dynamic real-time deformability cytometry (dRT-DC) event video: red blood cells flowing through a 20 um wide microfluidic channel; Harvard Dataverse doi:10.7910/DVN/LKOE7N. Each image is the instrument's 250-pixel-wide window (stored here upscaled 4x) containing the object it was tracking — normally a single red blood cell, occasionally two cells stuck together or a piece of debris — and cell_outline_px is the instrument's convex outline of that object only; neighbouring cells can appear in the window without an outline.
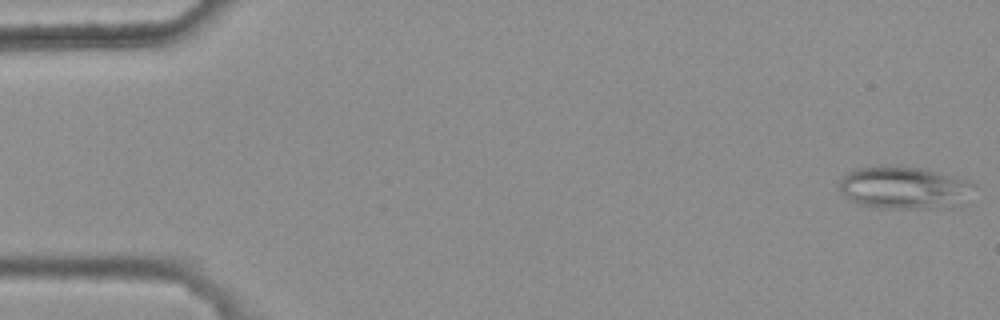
{"species": "common noctule bat (a hibernating species)", "species_latin": "Nyctalus noctula", "temperature_condition": "warm", "stored_images_in_passage": 6, "camera_frame_rate_fps": 3000, "um_per_image_px": 0.085, "animal": {"sex": "female", "body_mass_g": 25.1}, "frame": {"image": 1, "passage_image": 1, "time_ms": 0.0, "image_size_px": [1000, 320], "cell_outline_px": [[976, 184], [960, 204], [952, 208], [880, 208], [860, 204], [852, 200], [840, 188], [840, 180], [848, 172], [856, 168], [876, 164], [896, 164], [924, 168], [972, 180]], "centroid_in_image_um": [76.89, 15.91], "position_along_channel_um": 8.1, "area_um2": 33.93}}